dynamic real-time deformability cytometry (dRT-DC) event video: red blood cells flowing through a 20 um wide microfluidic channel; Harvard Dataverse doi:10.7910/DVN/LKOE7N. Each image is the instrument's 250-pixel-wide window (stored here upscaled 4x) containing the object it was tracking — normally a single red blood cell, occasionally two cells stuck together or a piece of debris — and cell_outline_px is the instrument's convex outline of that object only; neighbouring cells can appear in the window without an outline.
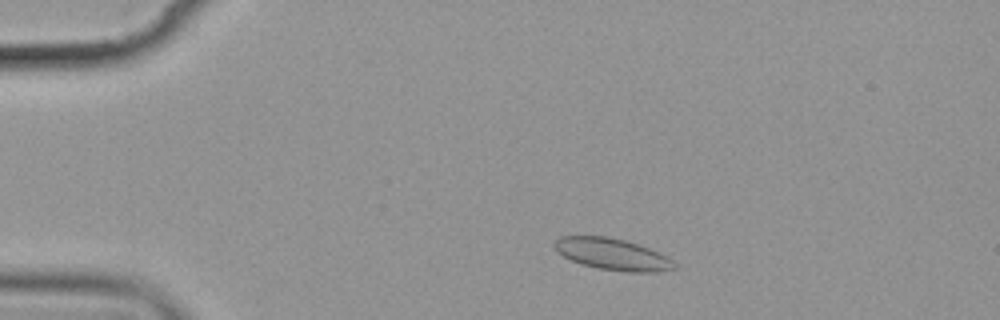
{"species": "common noctule bat (a hibernating species)", "species_latin": "Nyctalus noctula", "temperature_condition": "cold", "stored_images_in_passage": 5, "camera_frame_rate_fps": 3000, "um_per_image_px": 0.085, "animal": {"sex": "female", "body_mass_g": 19.9}, "frame": {"image": 1, "passage_image": 2, "time_ms": 1.333, "image_size_px": [1000, 320], "cell_outline_px": [[680, 268], [656, 272], [624, 272], [600, 268], [580, 264], [556, 252], [552, 244], [560, 236], [608, 236], [624, 240], [660, 252], [668, 256]], "centroid_in_image_um": [52.07, 21.61], "position_along_channel_um": 32.9, "area_um2": 22.25}}
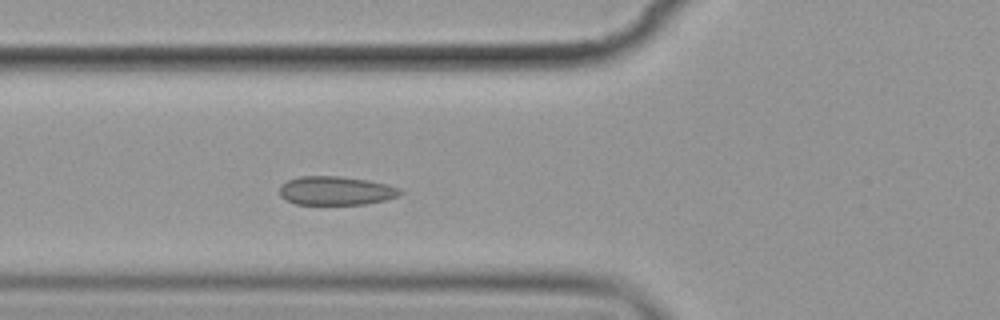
{"frame": {"image": 2, "passage_image": 5, "time_ms": 4.667, "image_size_px": [1000, 320], "cell_outline_px": [[404, 192], [400, 196], [384, 200], [364, 204], [296, 204], [284, 200], [280, 196], [280, 188], [288, 180], [300, 176], [336, 176], [368, 180], [388, 184], [400, 188]], "centroid_in_image_um": [28.58, 16.21], "position_along_channel_um": 97.2, "area_um2": 20.23}}